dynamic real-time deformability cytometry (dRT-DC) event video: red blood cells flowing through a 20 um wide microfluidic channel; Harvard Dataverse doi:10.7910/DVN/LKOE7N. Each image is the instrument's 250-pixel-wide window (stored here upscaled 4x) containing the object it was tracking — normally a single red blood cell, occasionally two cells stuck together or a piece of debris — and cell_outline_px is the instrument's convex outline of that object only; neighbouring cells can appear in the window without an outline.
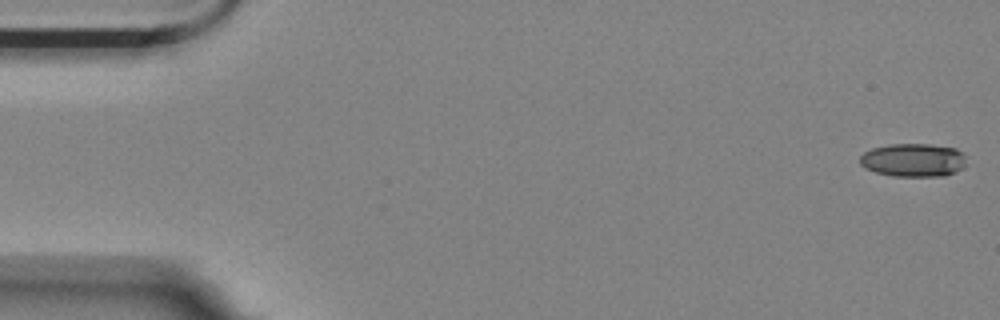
{"species": "Egyptian fruit bat (a non-hibernating species)", "species_latin": "Rousettus aegyptiacus", "temperature_condition": "room temperature", "stored_images_in_passage": 56, "camera_frame_rate_fps": 3000, "um_per_image_px": 0.085, "animal": {"sex": "female"}, "frame": {"image": 1, "passage_image": 1, "time_ms": 0.0, "image_size_px": [1000, 320], "cell_outline_px": [[964, 168], [956, 172], [944, 176], [892, 176], [876, 172], [864, 168], [860, 164], [860, 156], [864, 152], [872, 148], [888, 144], [932, 144], [956, 148], [964, 152]], "centroid_in_image_um": [77.64, 13.6], "position_along_channel_um": 7.4, "area_um2": 20.92}}
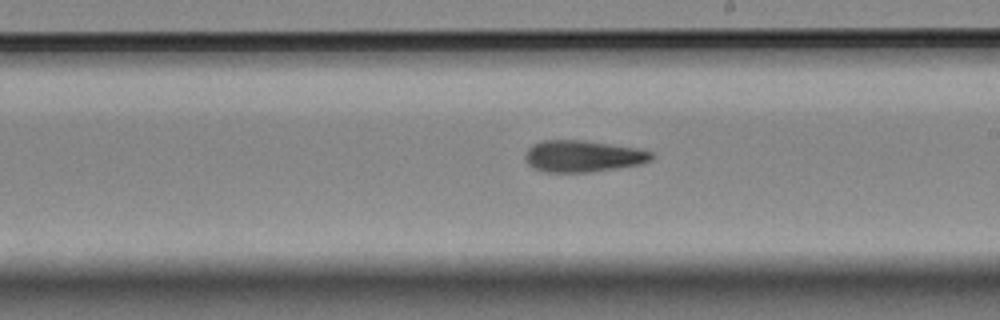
{"frame": {"image": 2, "passage_image": 32, "time_ms": 10.333, "image_size_px": [1000, 320], "cell_outline_px": [[652, 160], [640, 164], [588, 172], [544, 172], [532, 168], [524, 160], [524, 152], [532, 144], [540, 140], [584, 140], [636, 148], [652, 152]], "centroid_in_image_um": [49.46, 13.27], "position_along_channel_um": 239.5, "area_um2": 23.35}}
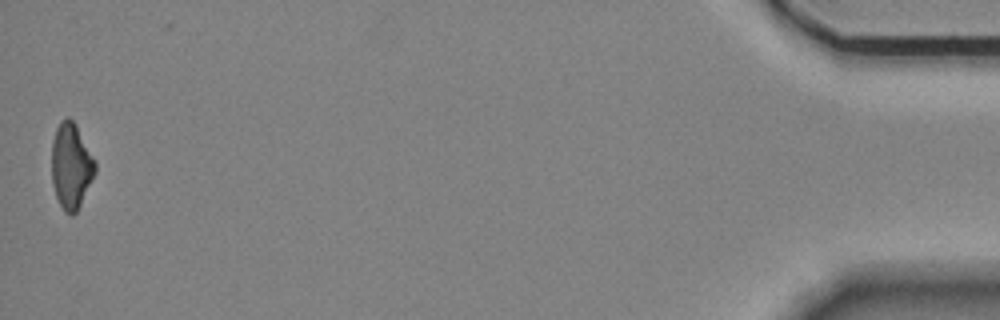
{"frame": {"image": 3, "passage_image": 56, "time_ms": 18.333, "image_size_px": [1000, 320], "cell_outline_px": [[96, 172], [76, 212], [72, 216], [64, 212], [56, 196], [52, 184], [52, 140], [56, 128], [60, 120], [68, 116], [76, 124], [96, 160]], "centroid_in_image_um": [6.05, 14.08], "position_along_channel_um": 429.2, "area_um2": 21.85}, "authors_computed_cell_mechanics": {"area_um2": 22.542, "velocity_mm_per_s": 3.5286, "shape_relaxation_time_tau1_ms": null, "shape_relaxation_time_tau2_ms": 10.6314, "deformation_change_tau1": null, "deformation_change_tau2": 0.233}}